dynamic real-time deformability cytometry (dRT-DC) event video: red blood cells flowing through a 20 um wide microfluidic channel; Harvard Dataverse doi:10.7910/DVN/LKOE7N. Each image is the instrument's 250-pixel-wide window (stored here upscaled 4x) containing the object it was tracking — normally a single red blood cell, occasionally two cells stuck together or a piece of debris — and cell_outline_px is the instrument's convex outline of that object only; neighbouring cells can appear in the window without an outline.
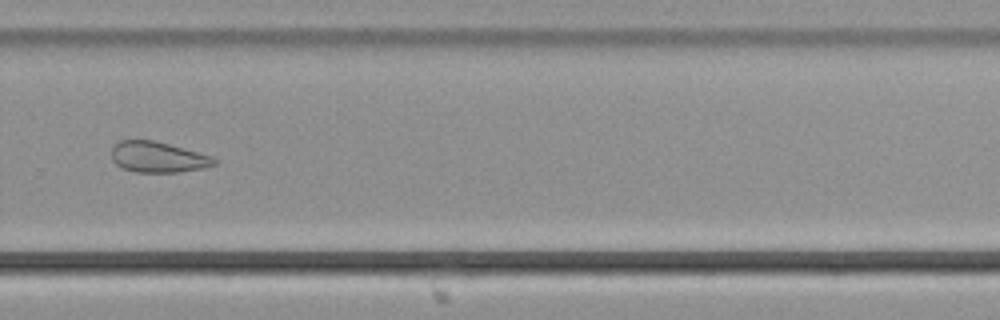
{"species": "common noctule bat (a hibernating species)", "species_latin": "Nyctalus noctula", "temperature_condition": "cold", "stored_images_in_passage": 41, "camera_frame_rate_fps": 3000, "um_per_image_px": 0.085, "animal": {"sex": "male", "body_mass_g": 21.5, "forearm_length_mm": 52.0}, "frame": {"image": 1, "passage_image": 24, "time_ms": 7.667, "image_size_px": [1000, 320], "cell_outline_px": [[216, 164], [208, 168], [180, 172], [136, 172], [120, 168], [112, 160], [112, 148], [120, 140], [156, 140], [212, 156], [216, 160]], "centroid_in_image_um": [13.44, 13.36], "position_along_channel_um": 316.4, "area_um2": 18.61}, "authors_computed_cell_mechanics": {"area_um2": 19.7098, "velocity_mm_per_s": 3.6438, "shape_relaxation_time_tau1_ms": null, "shape_relaxation_time_tau2_ms": 2.2323, "deformation_change_tau1": null, "deformation_change_tau2": 0.0926}}